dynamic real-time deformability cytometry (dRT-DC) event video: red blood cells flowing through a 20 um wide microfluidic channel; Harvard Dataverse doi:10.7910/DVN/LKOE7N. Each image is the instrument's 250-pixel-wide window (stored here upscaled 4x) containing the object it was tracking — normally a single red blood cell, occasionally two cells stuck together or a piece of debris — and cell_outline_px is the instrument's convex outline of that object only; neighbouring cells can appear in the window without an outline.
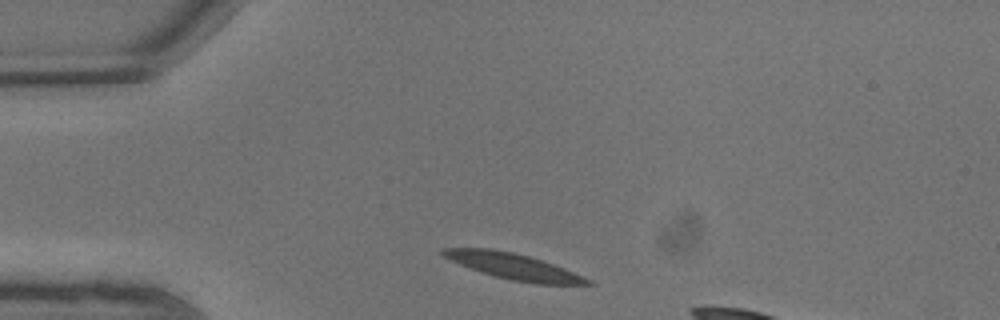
{"species": "common noctule bat (a hibernating species)", "species_latin": "Nyctalus noctula", "temperature_condition": "warm", "stored_images_in_passage": 2, "camera_frame_rate_fps": 3000, "um_per_image_px": 0.085, "animal": {"sex": "male", "body_mass_g": 13.3}, "frame": {"image": 1, "passage_image": 1, "time_ms": 0.0, "image_size_px": [1000, 320], "cell_outline_px": [[592, 284], [536, 284], [512, 280], [480, 272], [460, 264], [444, 256], [440, 252], [440, 248], [492, 248], [512, 252], [528, 256], [564, 268], [592, 280]], "centroid_in_image_um": [43.63, 22.63], "position_along_channel_um": 41.4, "area_um2": 21.5}}